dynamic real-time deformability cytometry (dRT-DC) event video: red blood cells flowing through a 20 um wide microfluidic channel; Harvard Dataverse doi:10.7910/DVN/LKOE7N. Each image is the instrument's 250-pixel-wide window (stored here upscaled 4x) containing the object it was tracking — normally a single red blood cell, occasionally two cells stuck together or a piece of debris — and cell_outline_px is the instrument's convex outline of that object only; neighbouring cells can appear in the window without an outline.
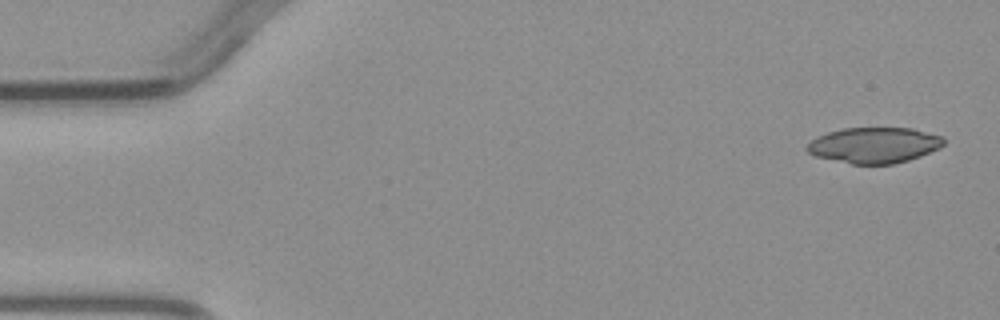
{"species": "common noctule bat (a hibernating species)", "species_latin": "Nyctalus noctula", "temperature_condition": "warm", "stored_images_in_passage": 4, "camera_frame_rate_fps": 3000, "um_per_image_px": 0.085, "animal": {"sex": "male", "body_mass_g": 23.1, "forearm_length_mm": 52.7}, "frame": {"image": 1, "passage_image": 1, "time_ms": 0.0, "image_size_px": [1000, 320], "cell_outline_px": [[944, 144], [940, 148], [920, 156], [908, 160], [892, 164], [852, 164], [816, 156], [808, 152], [804, 148], [816, 136], [828, 132], [844, 128], [912, 128], [944, 136]], "centroid_in_image_um": [74.32, 12.33], "position_along_channel_um": 10.7, "area_um2": 28.5}}